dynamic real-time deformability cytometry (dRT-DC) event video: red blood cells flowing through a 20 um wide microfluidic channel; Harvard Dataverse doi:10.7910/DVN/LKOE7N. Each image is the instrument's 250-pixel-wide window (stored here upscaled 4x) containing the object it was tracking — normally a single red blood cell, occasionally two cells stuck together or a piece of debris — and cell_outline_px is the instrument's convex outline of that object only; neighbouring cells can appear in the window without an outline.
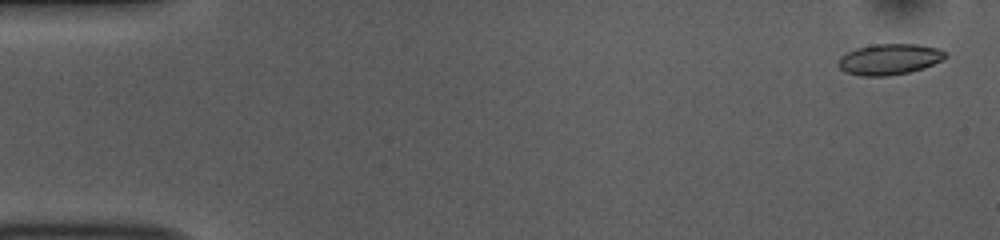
{"species": "common noctule bat (a hibernating species)", "species_latin": "Nyctalus noctula", "temperature_condition": "room temperature", "stored_images_in_passage": 52, "camera_frame_rate_fps": 3000, "um_per_image_px": 0.085, "animal": {"sex": "female", "body_mass_g": 10.0, "forearm_length_mm": 53.1}, "frame": {"image": 1, "passage_image": 2, "time_ms": 0.333, "image_size_px": [1000, 240], "cell_outline_px": [[948, 56], [944, 60], [924, 68], [908, 72], [888, 76], [860, 76], [844, 72], [836, 64], [840, 56], [856, 48], [872, 44], [920, 44], [936, 48], [944, 52]], "centroid_in_image_um": [75.58, 5.04], "position_along_channel_um": 9.4, "area_um2": 19.48}}
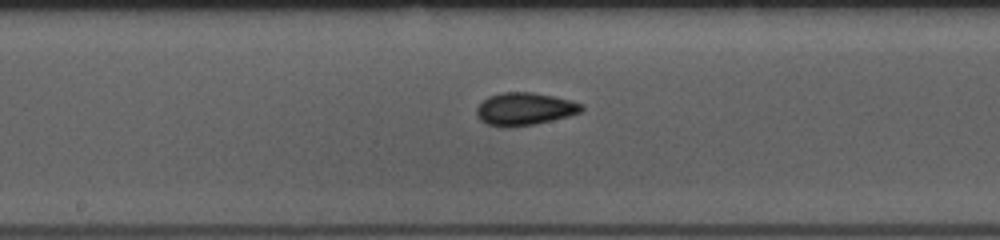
{"frame": {"image": 2, "passage_image": 27, "time_ms": 8.667, "image_size_px": [1000, 240], "cell_outline_px": [[584, 108], [580, 112], [568, 116], [552, 120], [532, 124], [508, 128], [488, 124], [480, 120], [476, 116], [476, 108], [488, 96], [500, 92], [532, 92], [552, 96], [584, 104]], "centroid_in_image_um": [44.56, 9.26], "position_along_channel_um": 203.6, "area_um2": 19.88}}
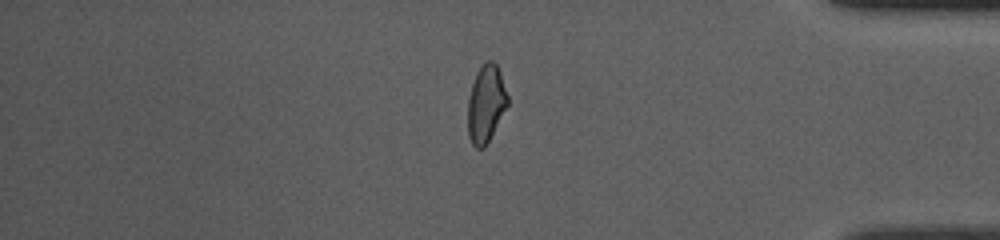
{"frame": {"image": 3, "passage_image": 44, "time_ms": 14.333, "image_size_px": [1000, 240], "cell_outline_px": [[508, 104], [484, 148], [476, 148], [472, 144], [468, 136], [468, 100], [472, 84], [476, 72], [488, 60], [492, 60], [496, 64], [500, 72], [508, 96]], "centroid_in_image_um": [41.3, 8.82], "position_along_channel_um": 393.9, "area_um2": 17.69}, "authors_computed_cell_mechanics": {"area_um2": 19.074, "velocity_mm_per_s": 3.8453, "shape_relaxation_time_tau1_ms": 2.834, "shape_relaxation_time_tau2_ms": 2.0625, "deformation_change_tau1": 0.0916, "deformation_change_tau2": 0.0766}}